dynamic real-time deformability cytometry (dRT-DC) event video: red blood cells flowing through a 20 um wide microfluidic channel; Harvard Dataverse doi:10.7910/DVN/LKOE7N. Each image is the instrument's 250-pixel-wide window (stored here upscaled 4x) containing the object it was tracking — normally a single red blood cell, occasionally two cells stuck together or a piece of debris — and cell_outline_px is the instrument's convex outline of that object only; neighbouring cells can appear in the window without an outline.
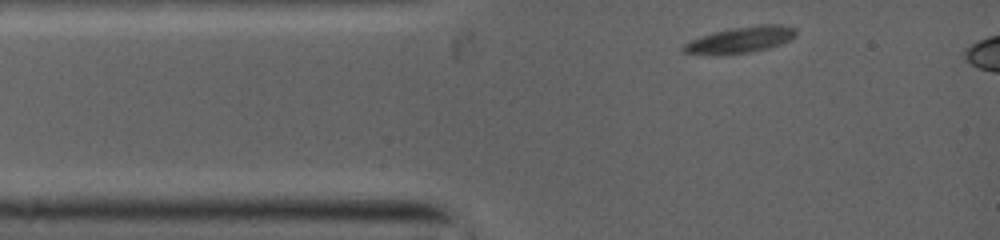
{"species": "common noctule bat (a hibernating species)", "species_latin": "Nyctalus noctula", "temperature_condition": "warm", "stored_images_in_passage": 26, "camera_frame_rate_fps": 5000, "um_per_image_px": 0.085, "animal": {"sex": "female", "body_mass_g": 19.0, "forearm_length_mm": 53.3}, "frame": {"image": 1, "passage_image": 1, "time_ms": 0.0, "image_size_px": [1000, 240], "cell_outline_px": [[796, 32], [788, 40], [768, 48], [748, 52], [684, 52], [684, 44], [692, 40], [716, 32], [736, 28], [760, 24], [780, 24], [792, 28]], "centroid_in_image_um": [63.04, 3.33], "position_along_channel_um": 22.0, "area_um2": 15.61}}
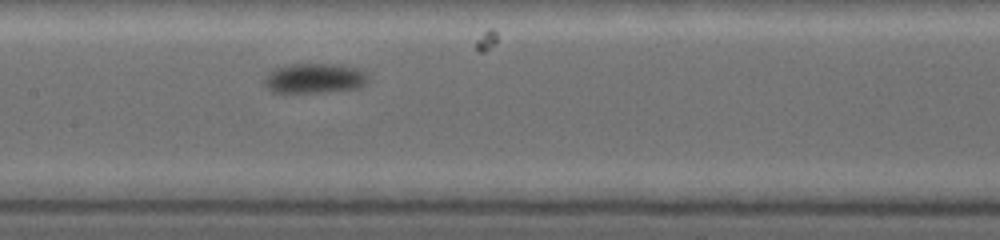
{"frame": {"image": 2, "passage_image": 12, "time_ms": 4.4, "image_size_px": [1000, 240], "cell_outline_px": [[364, 80], [360, 84], [352, 88], [312, 92], [272, 92], [264, 84], [264, 80], [276, 68], [292, 64], [324, 64], [352, 68], [360, 72], [364, 76]], "centroid_in_image_um": [26.56, 6.66], "position_along_channel_um": 180.8, "area_um2": 16.65}}
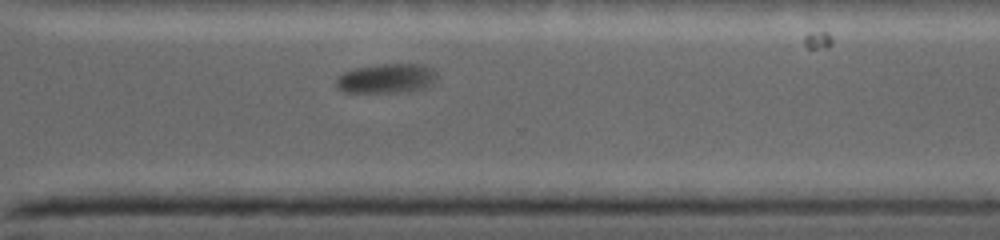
{"frame": {"image": 3, "passage_image": 22, "time_ms": 8.2, "image_size_px": [1000, 240], "cell_outline_px": [[432, 80], [428, 84], [420, 88], [384, 92], [348, 92], [336, 88], [336, 80], [344, 72], [356, 68], [380, 64], [416, 64], [428, 68], [432, 76]], "centroid_in_image_um": [32.67, 6.65], "position_along_channel_um": 337.9, "area_um2": 16.13}}